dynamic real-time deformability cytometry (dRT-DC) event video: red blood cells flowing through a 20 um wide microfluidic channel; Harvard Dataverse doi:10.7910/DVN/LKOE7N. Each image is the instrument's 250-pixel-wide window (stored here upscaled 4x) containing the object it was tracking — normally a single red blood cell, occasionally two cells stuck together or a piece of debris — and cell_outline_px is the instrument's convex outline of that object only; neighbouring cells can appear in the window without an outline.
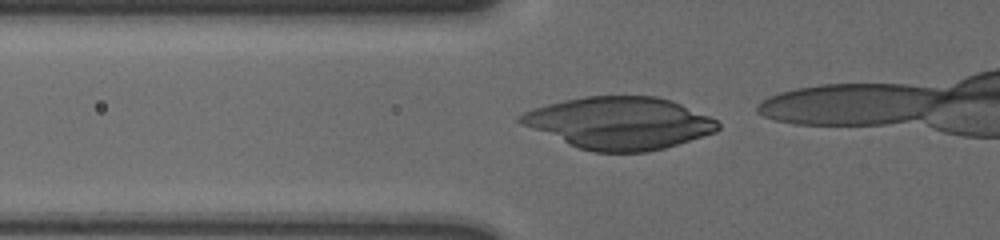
{"species": "human", "species_latin": "Homo sapiens", "temperature_condition": "cold", "stored_images_in_passage": 8, "camera_frame_rate_fps": 3000, "um_per_image_px": 0.085, "donor": {"sex": "male"}, "frame": {"image": 1, "passage_image": 2, "time_ms": 0.333, "image_size_px": [1000, 240], "cell_outline_px": [[720, 128], [716, 132], [664, 148], [648, 152], [592, 152], [580, 148], [520, 124], [516, 120], [516, 116], [532, 108], [564, 100], [584, 96], [656, 96], [672, 100], [708, 116], [716, 120], [720, 124]], "centroid_in_image_um": [52.63, 10.45], "position_along_channel_um": 73.2, "area_um2": 59.82}}
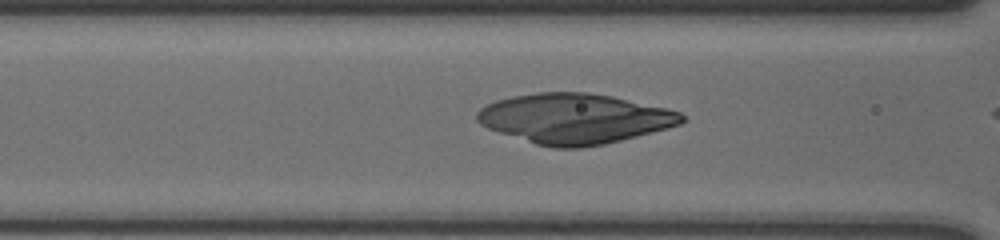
{"frame": {"image": 2, "passage_image": 6, "time_ms": 1.667, "image_size_px": [1000, 240], "cell_outline_px": [[688, 120], [680, 124], [668, 128], [604, 144], [580, 148], [556, 148], [536, 144], [488, 128], [480, 124], [476, 120], [476, 112], [480, 108], [496, 100], [512, 96], [536, 92], [588, 92], [612, 96], [664, 108], [680, 112]], "centroid_in_image_um": [48.83, 10.07], "position_along_channel_um": 117.8, "area_um2": 59.48}}